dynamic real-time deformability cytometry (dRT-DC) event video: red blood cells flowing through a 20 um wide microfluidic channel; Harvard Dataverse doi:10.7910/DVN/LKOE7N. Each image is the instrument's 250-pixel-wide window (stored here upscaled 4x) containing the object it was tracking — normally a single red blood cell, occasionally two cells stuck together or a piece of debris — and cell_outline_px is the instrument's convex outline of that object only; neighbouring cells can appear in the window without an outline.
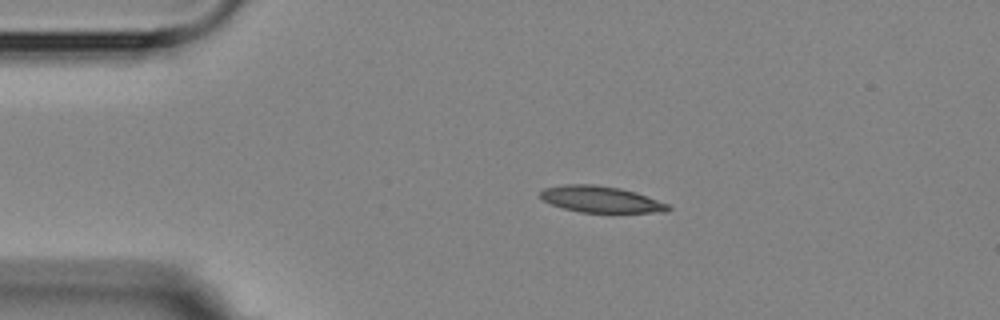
{"species": "Egyptian fruit bat (a non-hibernating species)", "species_latin": "Rousettus aegyptiacus", "temperature_condition": "room temperature", "stored_images_in_passage": 2, "camera_frame_rate_fps": 3000, "um_per_image_px": 0.085, "animal": {"sex": "female"}, "frame": {"image": 1, "passage_image": 1, "time_ms": 0.0, "image_size_px": [1000, 320], "cell_outline_px": [[672, 208], [668, 212], [580, 212], [564, 208], [552, 204], [544, 200], [540, 196], [540, 192], [544, 188], [560, 184], [596, 184], [620, 188], [636, 192], [668, 204]], "centroid_in_image_um": [51.07, 16.93], "position_along_channel_um": 33.9, "area_um2": 19.59}}